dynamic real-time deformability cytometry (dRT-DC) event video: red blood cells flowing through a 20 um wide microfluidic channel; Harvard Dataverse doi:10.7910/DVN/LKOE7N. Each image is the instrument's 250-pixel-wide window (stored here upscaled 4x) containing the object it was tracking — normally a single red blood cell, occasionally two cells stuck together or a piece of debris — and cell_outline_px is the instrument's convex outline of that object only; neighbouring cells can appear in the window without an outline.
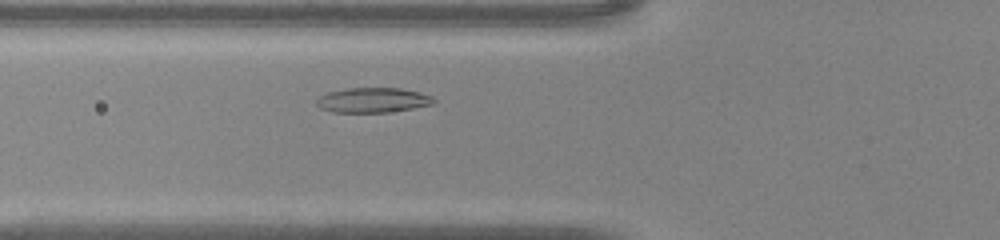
{"species": "common noctule bat (a hibernating species)", "species_latin": "Nyctalus noctula", "temperature_condition": "warm", "stored_images_in_passage": 37, "camera_frame_rate_fps": 3000, "um_per_image_px": 0.085, "animal": {"sex": "male", "body_mass_g": 20.0, "forearm_length_mm": 53.3}, "frame": {"image": 1, "passage_image": 8, "time_ms": 2.333, "image_size_px": [1000, 240], "cell_outline_px": [[436, 104], [388, 112], [332, 112], [320, 108], [316, 104], [316, 100], [320, 96], [328, 92], [348, 88], [400, 88], [420, 92], [432, 96], [436, 100]], "centroid_in_image_um": [31.72, 8.51], "position_along_channel_um": 94.1, "area_um2": 17.05}}
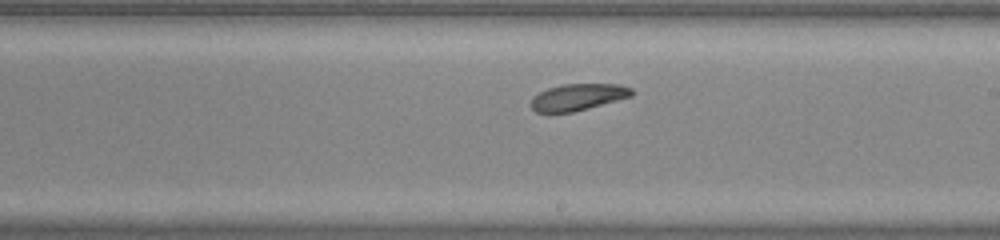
{"frame": {"image": 2, "passage_image": 18, "time_ms": 5.667, "image_size_px": [1000, 240], "cell_outline_px": [[632, 96], [588, 108], [572, 112], [536, 112], [532, 108], [532, 96], [548, 88], [564, 84], [620, 84], [632, 88]], "centroid_in_image_um": [49.13, 8.24], "position_along_channel_um": 239.9, "area_um2": 15.43}}
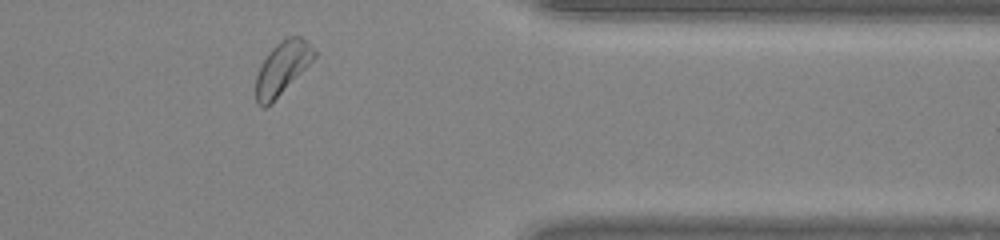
{"frame": {"image": 3, "passage_image": 29, "time_ms": 9.333, "image_size_px": [1000, 240], "cell_outline_px": [[316, 56], [264, 108], [260, 108], [256, 104], [256, 76], [268, 52], [276, 44], [288, 36], [300, 36], [308, 40], [316, 52]], "centroid_in_image_um": [23.98, 5.73], "position_along_channel_um": 387.4, "area_um2": 17.22}}